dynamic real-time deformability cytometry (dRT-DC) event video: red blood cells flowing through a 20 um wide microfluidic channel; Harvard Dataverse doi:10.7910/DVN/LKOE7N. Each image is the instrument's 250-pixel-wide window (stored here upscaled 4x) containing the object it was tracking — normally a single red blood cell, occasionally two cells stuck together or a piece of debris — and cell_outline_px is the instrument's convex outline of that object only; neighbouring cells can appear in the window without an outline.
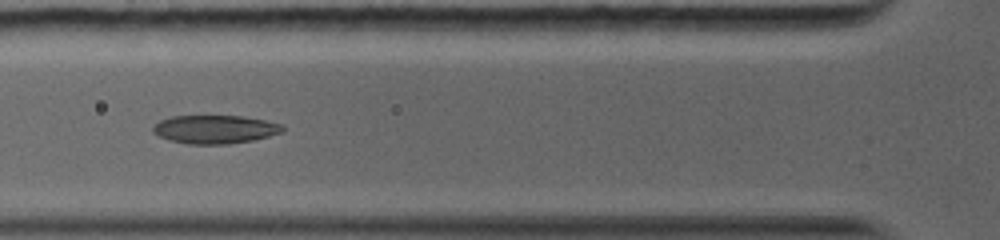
{"species": "common noctule bat (a hibernating species)", "species_latin": "Nyctalus noctula", "temperature_condition": "warm", "stored_images_in_passage": 19, "camera_frame_rate_fps": 5000, "um_per_image_px": 0.085, "animal": {"sex": "female", "body_mass_g": 19.0, "forearm_length_mm": 56.7}, "frame": {"image": 1, "passage_image": 5, "time_ms": 3.6, "image_size_px": [1000, 240], "cell_outline_px": [[284, 132], [252, 140], [228, 144], [188, 144], [168, 140], [152, 132], [152, 128], [160, 120], [172, 116], [244, 116], [264, 120], [280, 124], [284, 128]], "centroid_in_image_um": [18.26, 10.99], "position_along_channel_um": 107.5, "area_um2": 21.39}}
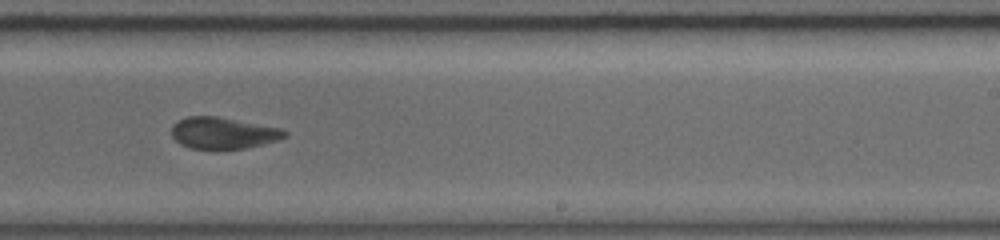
{"frame": {"image": 2, "passage_image": 11, "time_ms": 7.6, "image_size_px": [1000, 240], "cell_outline_px": [[288, 136], [264, 144], [244, 148], [192, 148], [180, 144], [172, 136], [172, 124], [176, 120], [188, 116], [216, 116], [280, 128], [288, 132]], "centroid_in_image_um": [18.95, 11.29], "position_along_channel_um": 270.1, "area_um2": 20.58}}
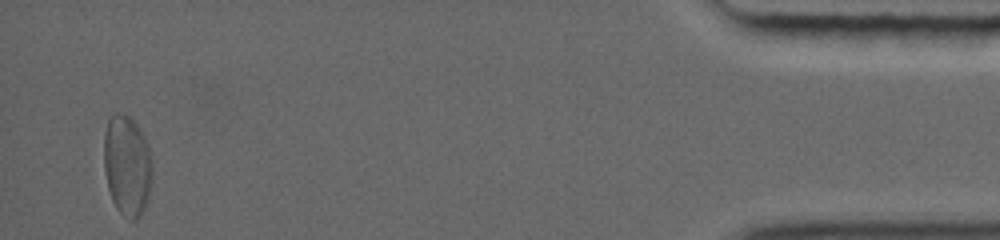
{"frame": {"image": 3, "passage_image": 18, "time_ms": 14.0, "image_size_px": [1000, 240], "cell_outline_px": [[152, 180], [148, 200], [140, 216], [136, 220], [132, 220], [120, 212], [116, 208], [112, 200], [108, 188], [104, 168], [104, 132], [108, 120], [116, 112], [132, 116], [140, 128], [148, 144], [152, 160]], "centroid_in_image_um": [10.82, 14.04], "position_along_channel_um": 424.4, "area_um2": 28.78}, "authors_computed_cell_mechanics": {"area_um2": 22.831, "velocity_mm_per_s": 4.07, "shape_relaxation_time_tau1_ms": 7.9632, "shape_relaxation_time_tau2_ms": 4.2401, "deformation_change_tau1": 0.1763, "deformation_change_tau2": 0.0941}}